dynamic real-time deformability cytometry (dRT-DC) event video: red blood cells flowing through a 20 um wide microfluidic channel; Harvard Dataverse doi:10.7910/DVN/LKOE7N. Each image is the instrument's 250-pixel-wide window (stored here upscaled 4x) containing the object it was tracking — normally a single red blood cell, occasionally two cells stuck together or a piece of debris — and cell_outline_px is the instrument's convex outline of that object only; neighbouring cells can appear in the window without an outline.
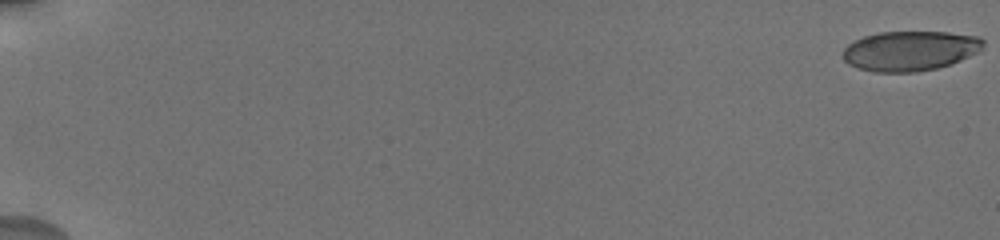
{"species": "human", "species_latin": "Homo sapiens", "temperature_condition": "cold", "stored_images_in_passage": 15, "camera_frame_rate_fps": 3000, "um_per_image_px": 0.085, "donor": {"sex": "male"}, "frame": {"image": 1, "passage_image": 1, "time_ms": 0.0, "image_size_px": [1000, 240], "cell_outline_px": [[984, 48], [980, 52], [952, 64], [936, 68], [916, 72], [872, 72], [848, 64], [844, 60], [844, 48], [848, 44], [864, 36], [880, 32], [948, 32], [980, 36], [984, 40]], "centroid_in_image_um": [77.41, 4.32], "position_along_channel_um": 7.6, "area_um2": 32.83}}
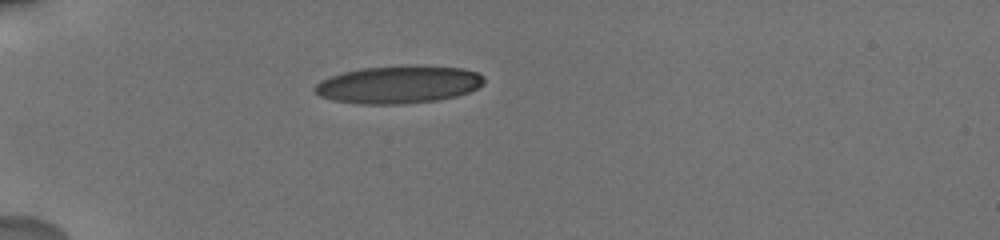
{"frame": {"image": 2, "passage_image": 11, "time_ms": 6.0, "image_size_px": [1000, 240], "cell_outline_px": [[484, 84], [468, 92], [456, 96], [436, 100], [404, 104], [360, 104], [332, 100], [320, 96], [312, 88], [320, 80], [344, 72], [364, 68], [464, 68], [476, 72], [484, 76]], "centroid_in_image_um": [33.84, 7.23], "position_along_channel_um": 51.2, "area_um2": 35.95}}
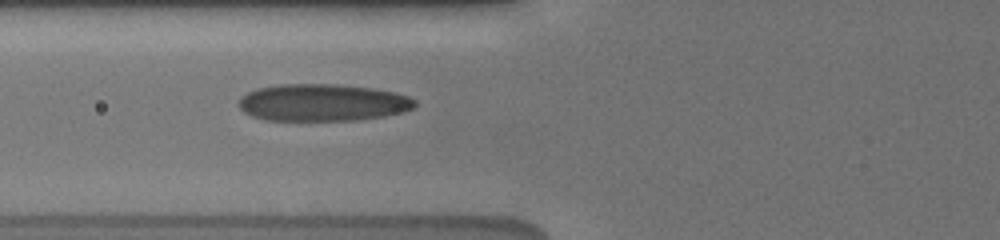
{"frame": {"image": 3, "passage_image": 15, "time_ms": 8.0, "image_size_px": [1000, 240], "cell_outline_px": [[416, 104], [412, 108], [400, 112], [384, 116], [356, 120], [264, 120], [252, 116], [244, 112], [236, 104], [240, 96], [256, 88], [280, 84], [336, 84], [372, 88], [396, 92], [408, 96], [416, 100]], "centroid_in_image_um": [27.37, 8.71], "position_along_channel_um": 98.4, "area_um2": 38.26}}